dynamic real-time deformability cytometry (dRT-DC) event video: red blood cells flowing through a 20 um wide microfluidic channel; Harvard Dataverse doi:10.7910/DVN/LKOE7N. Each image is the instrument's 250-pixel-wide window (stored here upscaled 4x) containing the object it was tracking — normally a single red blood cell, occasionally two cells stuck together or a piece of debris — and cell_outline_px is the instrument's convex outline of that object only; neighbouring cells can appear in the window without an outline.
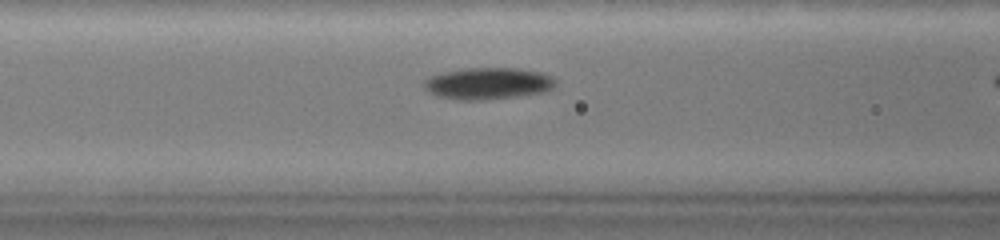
{"species": "common noctule bat (a hibernating species)", "species_latin": "Nyctalus noctula", "temperature_condition": "warm", "stored_images_in_passage": 38, "camera_frame_rate_fps": 3000, "um_per_image_px": 0.085, "animal": {"sex": "female", "body_mass_g": 19.0, "forearm_length_mm": 51.5}, "frame": {"image": 1, "passage_image": 7, "time_ms": 2.0, "image_size_px": [1000, 240], "cell_outline_px": [[556, 84], [548, 92], [520, 96], [484, 100], [456, 100], [436, 96], [428, 92], [424, 88], [424, 80], [428, 76], [444, 72], [468, 68], [516, 68], [540, 72], [552, 76], [556, 80]], "centroid_in_image_um": [41.48, 7.11], "position_along_channel_um": 125.1, "area_um2": 24.68}}
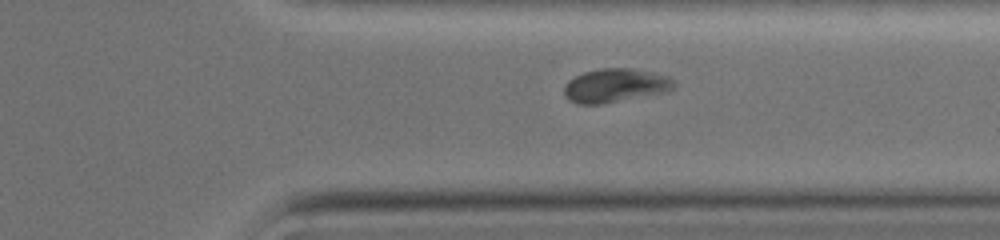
{"frame": {"image": 2, "passage_image": 32, "time_ms": 10.333, "image_size_px": [1000, 240], "cell_outline_px": [[676, 84], [672, 88], [664, 92], [600, 104], [576, 104], [568, 100], [564, 96], [564, 84], [568, 80], [584, 72], [600, 68], [632, 68], [668, 76], [676, 80]], "centroid_in_image_um": [52.26, 7.26], "position_along_channel_um": 359.1, "area_um2": 21.56}}
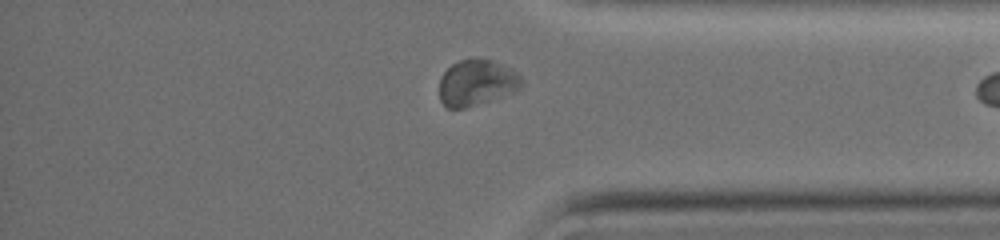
{"frame": {"image": 3, "passage_image": 36, "time_ms": 11.667, "image_size_px": [1000, 240], "cell_outline_px": [[524, 84], [516, 92], [464, 108], [448, 108], [440, 100], [440, 76], [452, 64], [460, 60], [492, 60], [512, 68], [524, 80]], "centroid_in_image_um": [40.55, 7.04], "position_along_channel_um": 394.6, "area_um2": 21.96}}